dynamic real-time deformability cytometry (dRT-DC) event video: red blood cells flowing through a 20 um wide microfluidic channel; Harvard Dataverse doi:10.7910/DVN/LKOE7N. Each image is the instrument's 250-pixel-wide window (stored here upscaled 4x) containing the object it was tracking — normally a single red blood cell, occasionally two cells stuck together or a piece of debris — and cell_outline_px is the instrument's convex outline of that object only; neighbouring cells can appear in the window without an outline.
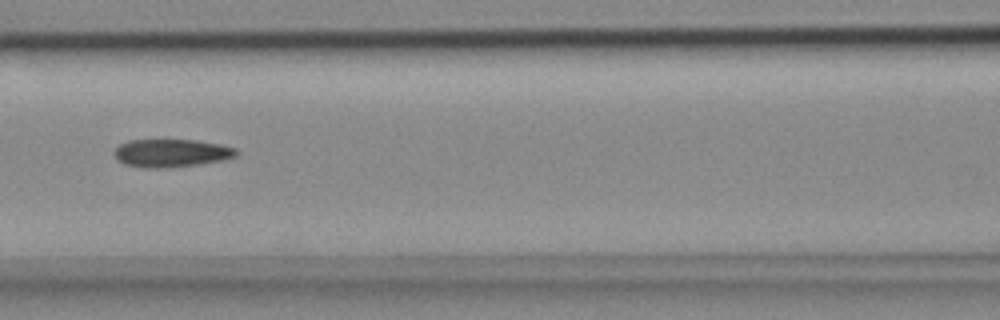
{"species": "common noctule bat (a hibernating species)", "species_latin": "Nyctalus noctula", "temperature_condition": "cold", "stored_images_in_passage": 6, "camera_frame_rate_fps": 3000, "um_per_image_px": 0.085, "animal": {"sex": "female", "body_mass_g": 18.4}, "frame": {"image": 1, "passage_image": 4, "time_ms": 1.0, "image_size_px": [1000, 320], "cell_outline_px": [[240, 152], [236, 156], [220, 160], [200, 164], [164, 168], [144, 168], [124, 164], [116, 160], [112, 152], [120, 144], [128, 140], [196, 140], [220, 144], [236, 148]], "centroid_in_image_um": [14.53, 13.01], "position_along_channel_um": 152.1, "area_um2": 20.06}}
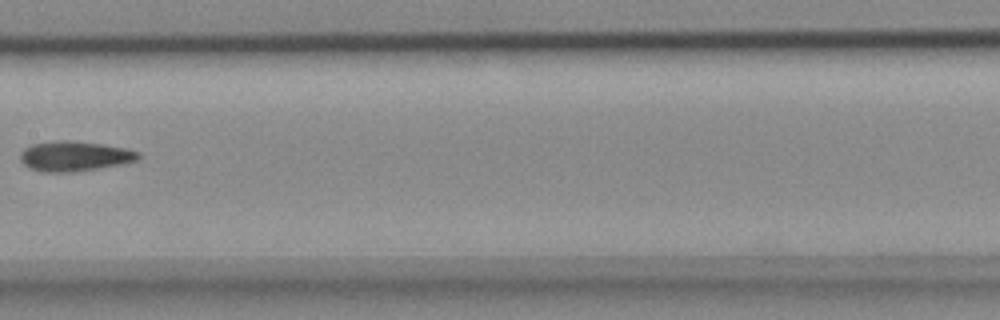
{"frame": {"image": 2, "passage_image": 5, "time_ms": 1.333, "image_size_px": [1000, 320], "cell_outline_px": [[140, 156], [136, 160], [124, 164], [72, 172], [44, 172], [28, 168], [20, 160], [20, 152], [24, 148], [32, 144], [60, 140], [68, 140], [104, 144], [128, 148], [140, 152]], "centroid_in_image_um": [6.34, 13.27], "position_along_channel_um": 201.1, "area_um2": 20.81}}
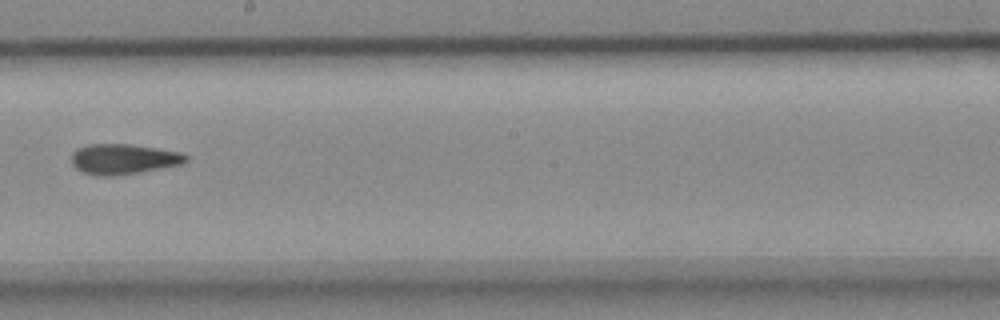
{"frame": {"image": 3, "passage_image": 6, "time_ms": 1.667, "image_size_px": [1000, 320], "cell_outline_px": [[188, 160], [184, 164], [140, 172], [112, 176], [96, 176], [84, 172], [76, 168], [72, 164], [72, 152], [76, 148], [88, 144], [132, 144], [184, 152], [188, 156]], "centroid_in_image_um": [10.53, 13.51], "position_along_channel_um": 237.7, "area_um2": 20.52}}